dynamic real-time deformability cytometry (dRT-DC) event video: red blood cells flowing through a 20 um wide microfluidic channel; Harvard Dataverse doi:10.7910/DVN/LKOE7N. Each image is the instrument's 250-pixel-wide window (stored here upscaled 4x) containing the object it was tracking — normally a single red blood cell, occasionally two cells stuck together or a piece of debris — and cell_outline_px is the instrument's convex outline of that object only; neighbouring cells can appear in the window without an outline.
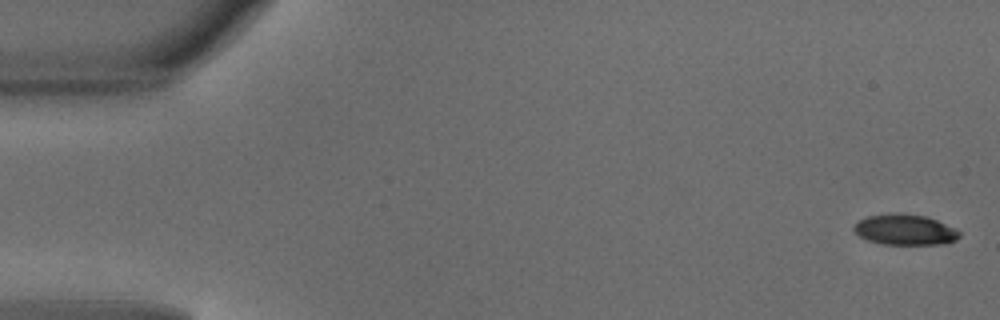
{"species": "common noctule bat (a hibernating species)", "species_latin": "Nyctalus noctula", "temperature_condition": "warm", "stored_images_in_passage": 48, "camera_frame_rate_fps": 3000, "um_per_image_px": 0.085, "animal": {"sex": "male", "body_mass_g": 18.8}, "frame": {"image": 1, "passage_image": 1, "time_ms": 0.0, "image_size_px": [1000, 320], "cell_outline_px": [[960, 236], [956, 240], [944, 244], [880, 244], [868, 240], [860, 236], [852, 228], [860, 220], [868, 216], [892, 212], [900, 212], [924, 216], [936, 220], [960, 232]], "centroid_in_image_um": [76.9, 19.52], "position_along_channel_um": 8.1, "area_um2": 18.73}}
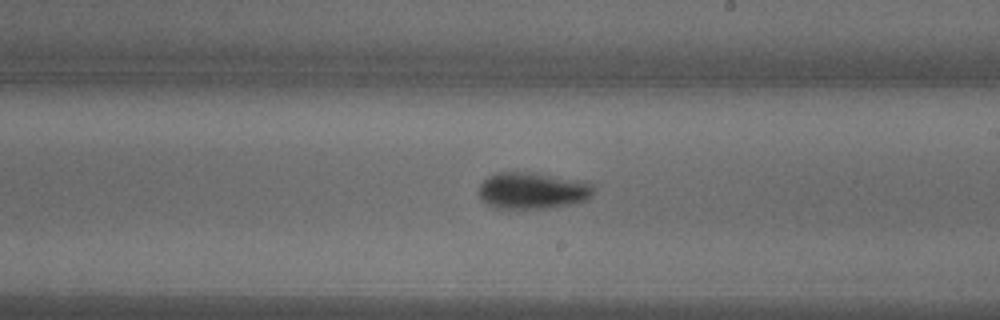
{"frame": {"image": 2, "passage_image": 28, "time_ms": 9.0, "image_size_px": [1000, 320], "cell_outline_px": [[596, 188], [592, 196], [584, 200], [572, 204], [552, 208], [492, 208], [484, 204], [480, 196], [480, 184], [488, 176], [496, 172], [528, 172], [588, 180]], "centroid_in_image_um": [45.31, 16.2], "position_along_channel_um": 243.7, "area_um2": 24.97}}
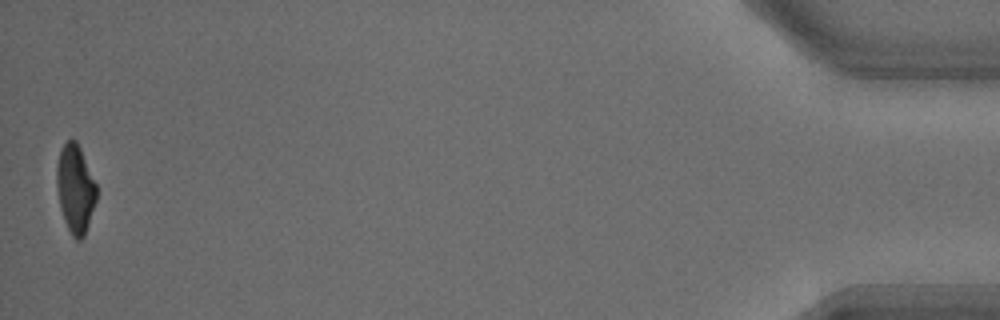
{"frame": {"image": 3, "passage_image": 48, "time_ms": 15.667, "image_size_px": [1000, 320], "cell_outline_px": [[96, 200], [84, 236], [80, 240], [76, 240], [72, 236], [64, 220], [60, 208], [56, 184], [56, 168], [60, 152], [64, 144], [68, 140], [76, 140], [80, 148], [96, 184]], "centroid_in_image_um": [6.39, 16.06], "position_along_channel_um": 428.8, "area_um2": 20.17}, "authors_computed_cell_mechanics": {"area_um2": 21.6172, "velocity_mm_per_s": 4.1635, "shape_relaxation_time_tau1_ms": 2.5619, "shape_relaxation_time_tau2_ms": 5.2718, "deformation_change_tau1": 0.1784, "deformation_change_tau2": 0.1223}}